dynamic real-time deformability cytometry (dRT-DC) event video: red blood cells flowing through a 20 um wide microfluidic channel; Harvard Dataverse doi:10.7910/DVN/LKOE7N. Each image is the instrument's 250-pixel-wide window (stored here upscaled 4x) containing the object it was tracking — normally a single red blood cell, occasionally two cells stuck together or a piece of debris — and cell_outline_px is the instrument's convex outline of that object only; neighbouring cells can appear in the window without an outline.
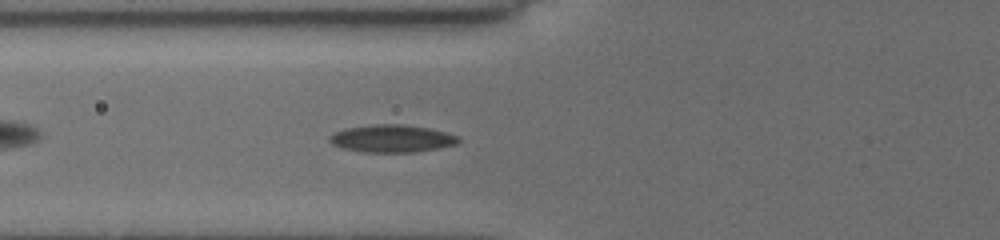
{"species": "common noctule bat (a hibernating species)", "species_latin": "Nyctalus noctula", "temperature_condition": "cold", "stored_images_in_passage": 42, "camera_frame_rate_fps": 3000, "um_per_image_px": 0.085, "animal": {"sex": "female", "body_mass_g": 19.5, "forearm_length_mm": 54.1}, "frame": {"image": 1, "passage_image": 11, "time_ms": 3.333, "image_size_px": [1000, 240], "cell_outline_px": [[460, 140], [456, 144], [440, 148], [416, 152], [364, 152], [344, 148], [332, 144], [328, 140], [336, 132], [348, 128], [376, 124], [400, 124], [428, 128], [460, 136]], "centroid_in_image_um": [33.36, 11.78], "position_along_channel_um": 92.4, "area_um2": 20.4}}
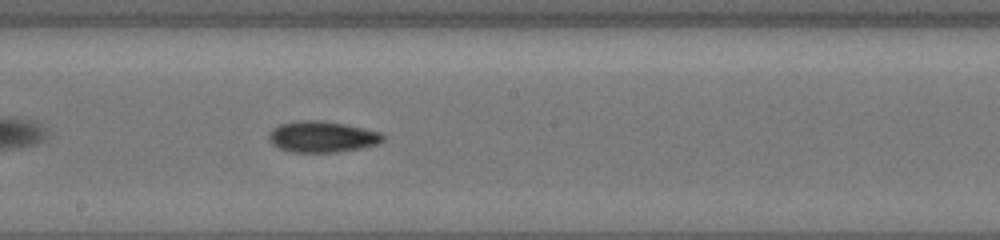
{"frame": {"image": 2, "passage_image": 21, "time_ms": 6.667, "image_size_px": [1000, 240], "cell_outline_px": [[384, 140], [376, 144], [360, 148], [336, 152], [288, 152], [272, 144], [268, 136], [280, 124], [304, 120], [316, 120], [344, 124], [380, 132], [384, 136]], "centroid_in_image_um": [27.39, 11.64], "position_along_channel_um": 220.8, "area_um2": 20.29}}
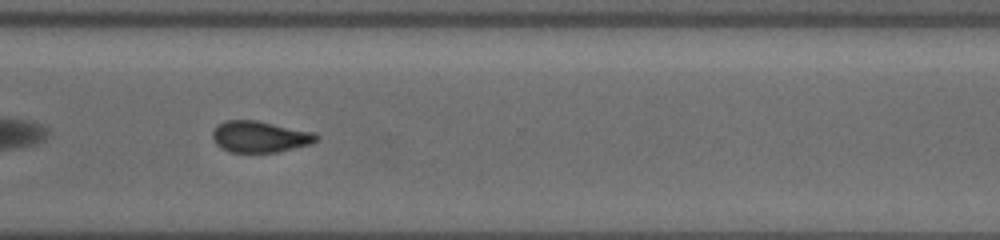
{"frame": {"image": 3, "passage_image": 31, "time_ms": 10.0, "image_size_px": [1000, 240], "cell_outline_px": [[320, 136], [312, 144], [276, 152], [232, 152], [220, 148], [216, 144], [212, 136], [212, 132], [220, 124], [228, 120], [256, 120], [312, 132]], "centroid_in_image_um": [22.09, 11.63], "position_along_channel_um": 348.5, "area_um2": 18.73}, "authors_computed_cell_mechanics": {"area_um2": 19.4208, "velocity_mm_per_s": 3.8444, "shape_relaxation_time_tau1_ms": null, "shape_relaxation_time_tau2_ms": 9.7879, "deformation_change_tau1": null, "deformation_change_tau2": 0.1783}}